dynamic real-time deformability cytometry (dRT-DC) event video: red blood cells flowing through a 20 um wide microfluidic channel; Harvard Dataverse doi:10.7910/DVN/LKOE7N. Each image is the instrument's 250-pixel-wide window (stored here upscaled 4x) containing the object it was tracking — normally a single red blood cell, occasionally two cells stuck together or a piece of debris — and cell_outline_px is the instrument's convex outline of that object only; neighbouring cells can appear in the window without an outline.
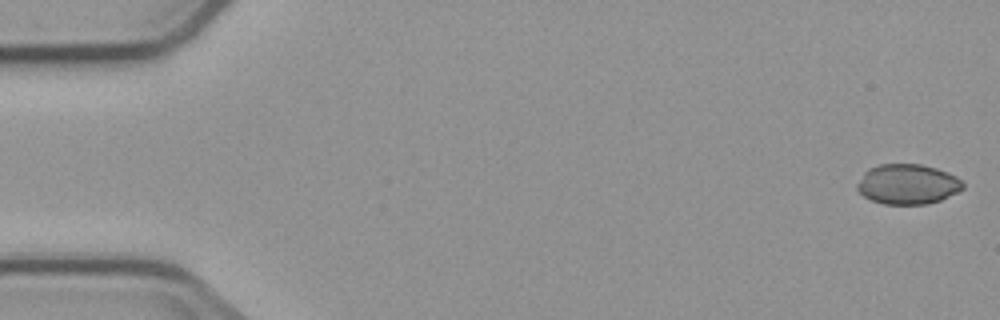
{"species": "common noctule bat (a hibernating species)", "species_latin": "Nyctalus noctula", "temperature_condition": "cold", "stored_images_in_passage": 5, "camera_frame_rate_fps": 3000, "um_per_image_px": 0.085, "animal": {"sex": "male", "body_mass_g": 23.1, "forearm_length_mm": 52.7}, "frame": {"image": 1, "passage_image": 1, "time_ms": 0.0, "image_size_px": [1000, 320], "cell_outline_px": [[964, 188], [940, 200], [928, 204], [884, 204], [872, 200], [864, 196], [856, 188], [856, 184], [864, 172], [868, 168], [880, 164], [920, 164], [936, 168], [948, 172], [956, 176], [964, 184]], "centroid_in_image_um": [77.13, 15.65], "position_along_channel_um": 7.9, "area_um2": 24.68}}